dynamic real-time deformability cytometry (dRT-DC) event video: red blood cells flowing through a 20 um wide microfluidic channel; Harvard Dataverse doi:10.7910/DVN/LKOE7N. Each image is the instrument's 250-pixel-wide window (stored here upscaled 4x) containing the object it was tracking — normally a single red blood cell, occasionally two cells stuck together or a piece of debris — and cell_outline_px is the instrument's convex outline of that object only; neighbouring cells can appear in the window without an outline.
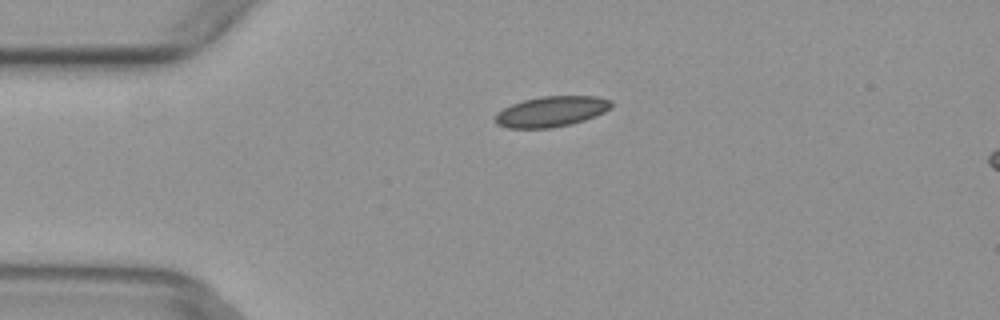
{"species": "common noctule bat (a hibernating species)", "species_latin": "Nyctalus noctula", "temperature_condition": "warm", "stored_images_in_passage": 7, "camera_frame_rate_fps": 3000, "um_per_image_px": 0.085, "animal": {"sex": "female", "body_mass_g": 29.2, "forearm_length_mm": 56.3}, "frame": {"image": 1, "passage_image": 4, "time_ms": 1.0, "image_size_px": [1000, 320], "cell_outline_px": [[612, 108], [596, 116], [572, 124], [552, 128], [508, 128], [496, 124], [492, 120], [496, 112], [512, 104], [524, 100], [540, 96], [600, 96], [612, 100]], "centroid_in_image_um": [46.86, 9.48], "position_along_channel_um": 38.1, "area_um2": 20.98}}
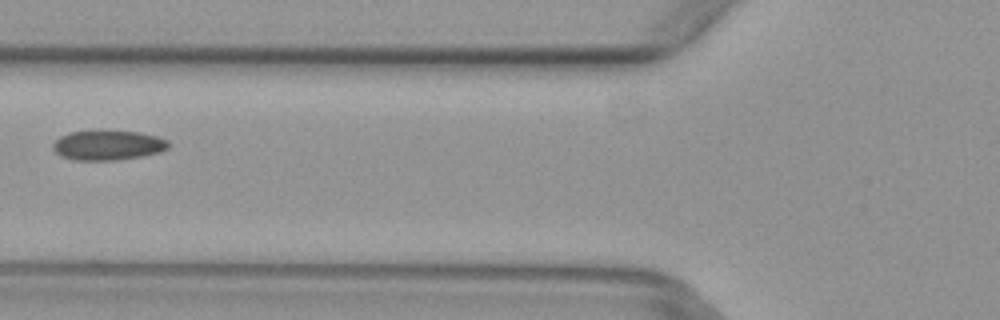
{"frame": {"image": 2, "passage_image": 6, "time_ms": 1.667, "image_size_px": [1000, 320], "cell_outline_px": [[168, 148], [160, 152], [144, 156], [116, 160], [76, 160], [60, 156], [52, 148], [52, 144], [60, 136], [68, 132], [96, 128], [104, 128], [140, 132], [160, 136], [168, 140]], "centroid_in_image_um": [9.17, 12.29], "position_along_channel_um": 116.6, "area_um2": 21.04}}
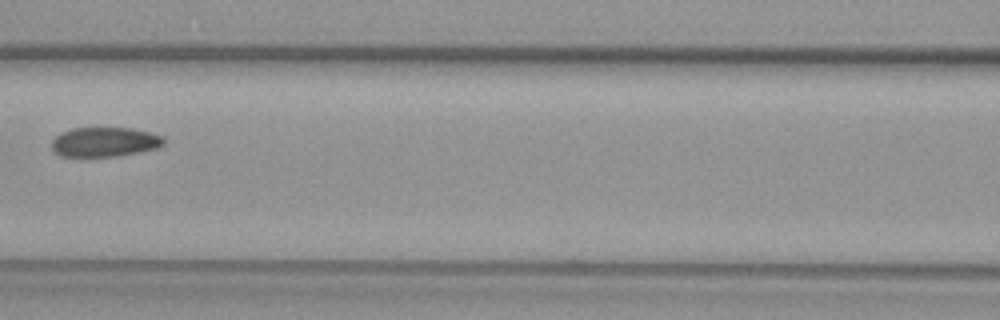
{"frame": {"image": 3, "passage_image": 7, "time_ms": 2.0, "image_size_px": [1000, 320], "cell_outline_px": [[164, 144], [156, 148], [116, 156], [60, 156], [52, 148], [52, 140], [60, 132], [72, 128], [132, 128], [152, 132], [164, 136]], "centroid_in_image_um": [8.9, 12.05], "position_along_channel_um": 157.7, "area_um2": 19.25}}